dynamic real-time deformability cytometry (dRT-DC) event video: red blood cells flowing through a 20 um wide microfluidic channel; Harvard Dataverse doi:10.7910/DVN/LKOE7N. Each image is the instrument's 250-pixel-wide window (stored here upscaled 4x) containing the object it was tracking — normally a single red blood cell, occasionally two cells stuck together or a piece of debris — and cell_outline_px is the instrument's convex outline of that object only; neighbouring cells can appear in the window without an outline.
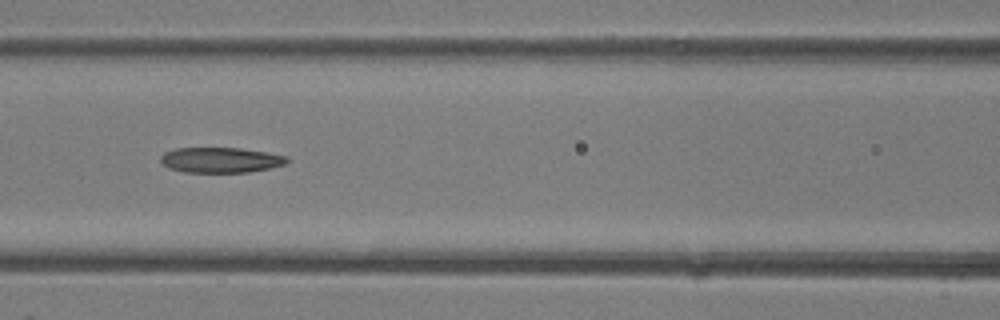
{"species": "common noctule bat (a hibernating species)", "species_latin": "Nyctalus noctula", "temperature_condition": "room temperature", "stored_images_in_passage": 8, "camera_frame_rate_fps": 3000, "um_per_image_px": 0.085, "animal": {"sex": "female"}, "frame": {"image": 1, "passage_image": 8, "time_ms": 2.333, "image_size_px": [1000, 320], "cell_outline_px": [[292, 160], [284, 164], [272, 168], [248, 172], [184, 172], [168, 168], [160, 164], [160, 156], [164, 152], [176, 148], [240, 148], [288, 156]], "centroid_in_image_um": [18.74, 13.6], "position_along_channel_um": 147.9, "area_um2": 18.84}}